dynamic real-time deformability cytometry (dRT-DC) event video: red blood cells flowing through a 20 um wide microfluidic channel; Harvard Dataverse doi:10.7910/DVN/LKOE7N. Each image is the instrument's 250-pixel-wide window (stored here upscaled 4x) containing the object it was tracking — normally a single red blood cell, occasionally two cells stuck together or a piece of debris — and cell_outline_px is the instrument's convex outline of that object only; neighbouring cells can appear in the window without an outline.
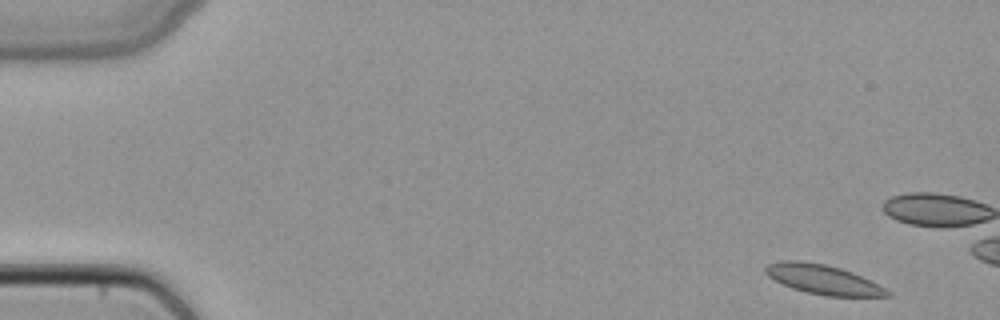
{"species": "common noctule bat (a hibernating species)", "species_latin": "Nyctalus noctula", "temperature_condition": "cold", "stored_images_in_passage": 7, "camera_frame_rate_fps": 3000, "um_per_image_px": 0.085, "animal": {"sex": "female", "body_mass_g": 22.7, "forearm_length_mm": 54.2}, "frame": {"image": 1, "passage_image": 1, "time_ms": 0.0, "image_size_px": [1000, 320], "cell_outline_px": [[892, 296], [828, 296], [808, 292], [792, 288], [768, 276], [764, 272], [764, 268], [768, 264], [780, 260], [796, 260], [824, 264], [840, 268], [852, 272], [884, 288]], "centroid_in_image_um": [69.9, 23.74], "position_along_channel_um": 15.1, "area_um2": 20.46}}
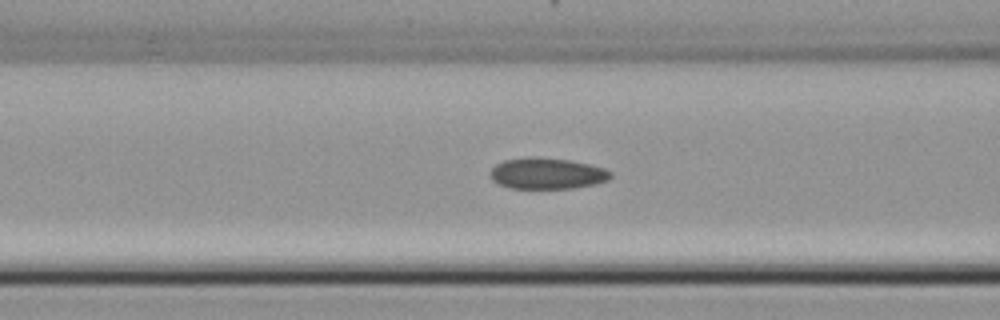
{"frame": {"image": 2, "passage_image": 6, "time_ms": 1.667, "image_size_px": [1000, 320], "cell_outline_px": [[612, 176], [608, 180], [596, 184], [572, 188], [508, 188], [492, 180], [488, 172], [496, 164], [504, 160], [524, 156], [536, 156], [572, 160], [592, 164], [604, 168], [612, 172]], "centroid_in_image_um": [46.5, 14.72], "position_along_channel_um": 120.1, "area_um2": 22.31}}